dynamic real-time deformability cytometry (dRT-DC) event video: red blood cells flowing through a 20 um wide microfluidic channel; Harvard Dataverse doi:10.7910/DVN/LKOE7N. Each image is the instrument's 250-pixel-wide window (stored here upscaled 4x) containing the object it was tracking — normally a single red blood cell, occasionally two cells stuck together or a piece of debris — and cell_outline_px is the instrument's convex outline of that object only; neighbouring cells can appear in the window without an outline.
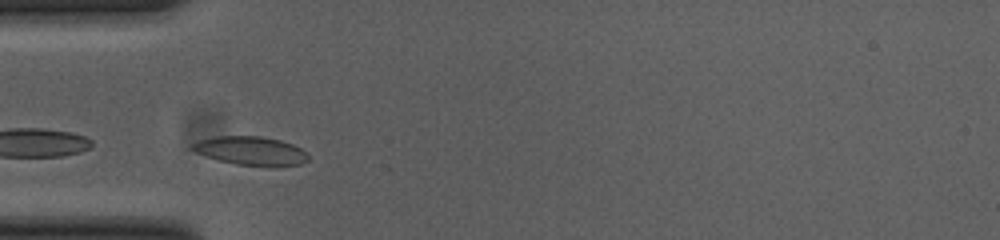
{"species": "common noctule bat (a hibernating species)", "species_latin": "Nyctalus noctula", "temperature_condition": "cold", "stored_images_in_passage": 34, "segment_of_instrument_passage": [2, 2], "camera_frame_rate_fps": 3000, "um_per_image_px": 0.085, "animal": {"sex": "female", "body_mass_g": 23.0, "forearm_length_mm": 53.4}, "frame": {"image": 1, "passage_image": 6, "time_ms": 1.667, "image_size_px": [1000, 240], "cell_outline_px": [[308, 160], [300, 164], [272, 168], [236, 164], [220, 160], [196, 152], [188, 148], [196, 140], [216, 136], [260, 136], [280, 140], [292, 144], [308, 152]], "centroid_in_image_um": [21.34, 12.83], "position_along_channel_um": 63.7, "area_um2": 19.71}}
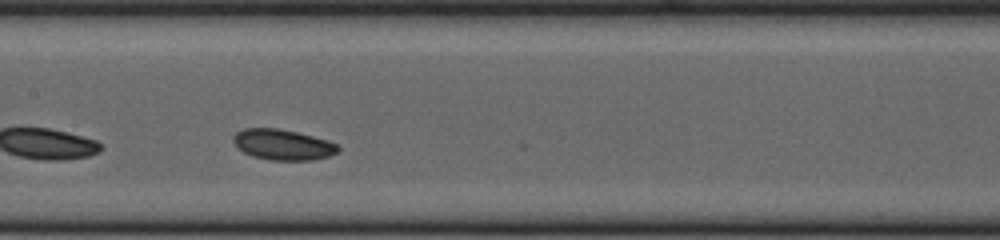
{"frame": {"image": 2, "passage_image": 16, "time_ms": 5.0, "image_size_px": [1000, 240], "cell_outline_px": [[340, 148], [336, 152], [328, 156], [312, 160], [272, 160], [252, 156], [244, 152], [232, 140], [232, 136], [236, 132], [244, 128], [276, 128], [296, 132], [328, 140], [336, 144]], "centroid_in_image_um": [24.02, 12.29], "position_along_channel_um": 183.4, "area_um2": 18.5}}
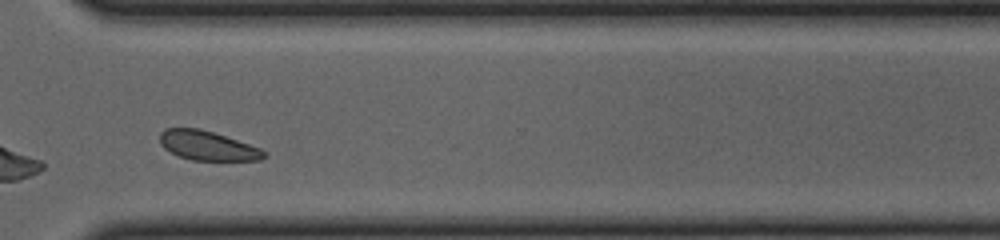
{"frame": {"image": 3, "passage_image": 30, "time_ms": 9.667, "image_size_px": [1000, 240], "cell_outline_px": [[268, 156], [260, 160], [192, 160], [180, 156], [164, 148], [160, 144], [160, 132], [164, 128], [200, 128], [260, 148], [268, 152]], "centroid_in_image_um": [17.65, 12.38], "position_along_channel_um": 353.0, "area_um2": 17.69}}